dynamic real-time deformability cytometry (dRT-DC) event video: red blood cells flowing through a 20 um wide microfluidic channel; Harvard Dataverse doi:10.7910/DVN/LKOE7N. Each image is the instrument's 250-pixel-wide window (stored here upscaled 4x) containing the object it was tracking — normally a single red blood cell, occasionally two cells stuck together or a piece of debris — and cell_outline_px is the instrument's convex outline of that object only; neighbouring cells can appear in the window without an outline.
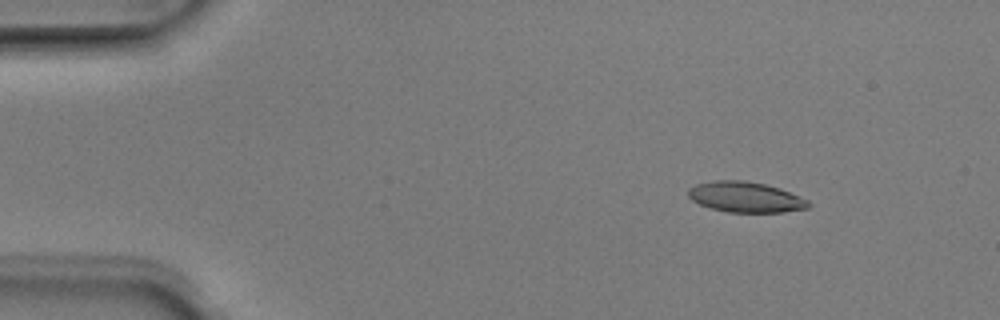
{"species": "Egyptian fruit bat (a non-hibernating species)", "species_latin": "Rousettus aegyptiacus", "temperature_condition": "room temperature", "stored_images_in_passage": 4, "camera_frame_rate_fps": 3000, "um_per_image_px": 0.085, "animal": {"sex": "male"}, "frame": {"image": 1, "passage_image": 1, "time_ms": 0.0, "image_size_px": [1000, 320], "cell_outline_px": [[812, 204], [808, 208], [784, 212], [728, 212], [712, 208], [700, 204], [692, 200], [688, 196], [688, 188], [696, 184], [712, 180], [744, 180], [764, 184], [780, 188], [808, 200]], "centroid_in_image_um": [63.37, 16.74], "position_along_channel_um": 21.6, "area_um2": 21.39}}